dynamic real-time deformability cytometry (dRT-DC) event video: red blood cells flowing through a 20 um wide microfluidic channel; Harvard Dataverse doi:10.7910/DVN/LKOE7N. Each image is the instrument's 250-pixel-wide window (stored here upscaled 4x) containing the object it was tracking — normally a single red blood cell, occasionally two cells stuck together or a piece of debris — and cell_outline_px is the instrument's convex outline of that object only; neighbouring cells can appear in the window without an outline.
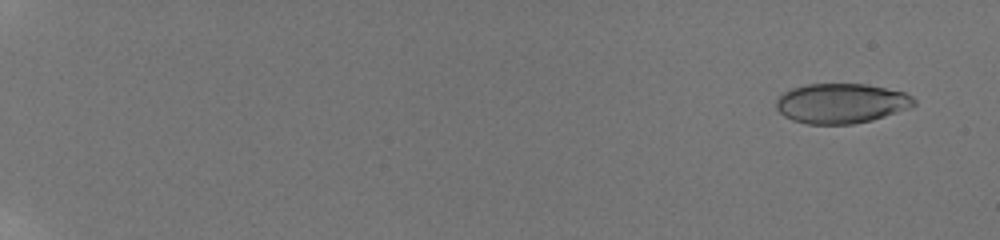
{"species": "human", "species_latin": "Homo sapiens", "temperature_condition": "room temperature", "stored_images_in_passage": 59, "camera_frame_rate_fps": 3000, "um_per_image_px": 0.085, "donor": {"sex": "male"}, "frame": {"image": 1, "passage_image": 4, "time_ms": 1.0, "image_size_px": [1000, 240], "cell_outline_px": [[916, 104], [908, 108], [872, 120], [852, 124], [808, 124], [792, 120], [784, 116], [776, 108], [776, 100], [784, 92], [792, 88], [808, 84], [868, 84], [904, 92], [912, 96], [916, 100]], "centroid_in_image_um": [71.5, 8.78], "position_along_channel_um": 13.5, "area_um2": 31.96}}
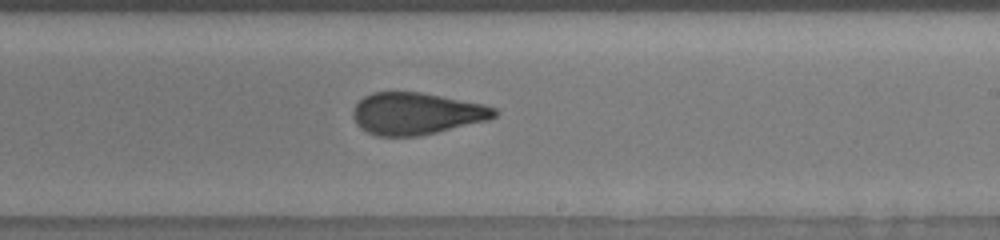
{"frame": {"image": 2, "passage_image": 40, "time_ms": 13.0, "image_size_px": [1000, 240], "cell_outline_px": [[500, 112], [496, 116], [488, 120], [420, 136], [376, 136], [360, 128], [356, 124], [352, 116], [352, 112], [356, 104], [364, 96], [372, 92], [420, 92], [484, 104], [496, 108]], "centroid_in_image_um": [35.39, 9.65], "position_along_channel_um": 253.6, "area_um2": 34.68}}
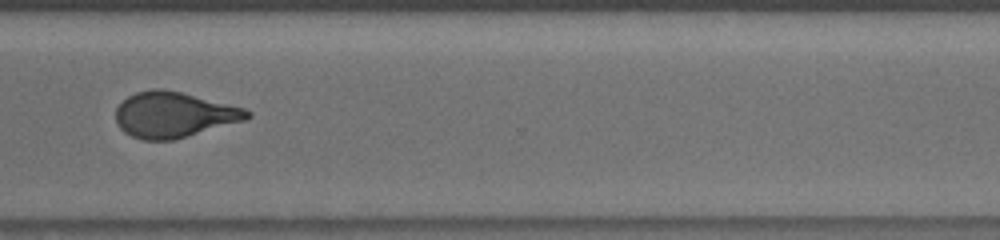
{"frame": {"image": 3, "passage_image": 48, "time_ms": 15.667, "image_size_px": [1000, 240], "cell_outline_px": [[252, 116], [244, 120], [172, 140], [144, 140], [132, 136], [124, 132], [116, 124], [116, 108], [128, 96], [136, 92], [152, 88], [164, 88], [244, 108], [252, 112]], "centroid_in_image_um": [14.74, 9.74], "position_along_channel_um": 355.9, "area_um2": 34.56}, "authors_computed_cell_mechanics": {"area_um2": 34.4488, "velocity_mm_per_s": 3.8284, "shape_relaxation_time_tau1_ms": null, "shape_relaxation_time_tau2_ms": 0.9493, "deformation_change_tau1": null, "deformation_change_tau2": 0.0679}}